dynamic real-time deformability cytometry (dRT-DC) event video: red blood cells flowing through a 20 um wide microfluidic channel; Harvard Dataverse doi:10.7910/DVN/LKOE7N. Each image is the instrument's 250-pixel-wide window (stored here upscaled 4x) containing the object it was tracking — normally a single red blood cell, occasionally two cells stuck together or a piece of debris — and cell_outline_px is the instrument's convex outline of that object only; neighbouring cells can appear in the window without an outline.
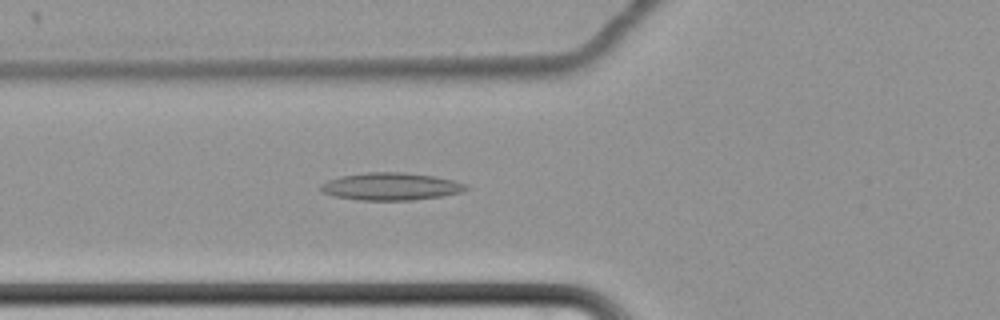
{"species": "common noctule bat (a hibernating species)", "species_latin": "Nyctalus noctula", "temperature_condition": "cold", "stored_images_in_passage": 65, "camera_frame_rate_fps": 3000, "um_per_image_px": 0.085, "animal": {"sex": "female", "body_mass_g": 22.7, "forearm_length_mm": 54.2}, "frame": {"image": 1, "passage_image": 28, "time_ms": 9.0, "image_size_px": [1000, 320], "cell_outline_px": [[468, 188], [460, 192], [440, 196], [412, 200], [360, 200], [332, 196], [320, 192], [320, 184], [328, 180], [340, 176], [368, 172], [404, 172], [436, 176], [468, 184]], "centroid_in_image_um": [33.18, 15.84], "position_along_channel_um": 92.6, "area_um2": 23.35}}
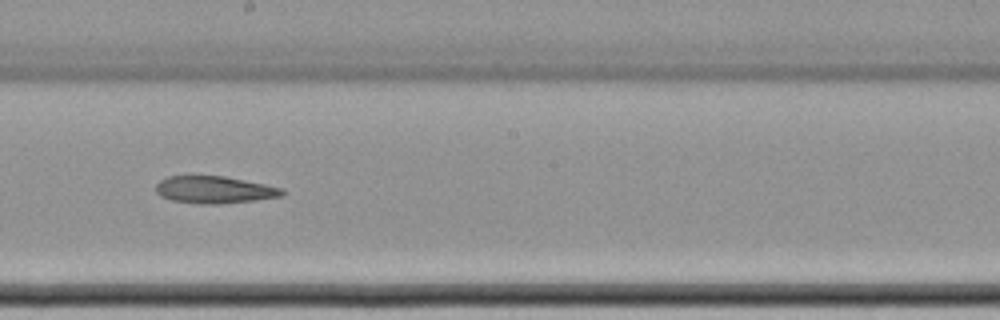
{"frame": {"image": 2, "passage_image": 40, "time_ms": 13.0, "image_size_px": [1000, 320], "cell_outline_px": [[288, 192], [284, 196], [256, 200], [220, 204], [200, 204], [172, 200], [160, 196], [156, 192], [156, 184], [160, 180], [168, 176], [224, 176], [284, 188]], "centroid_in_image_um": [18.27, 16.13], "position_along_channel_um": 229.9, "area_um2": 20.17}}
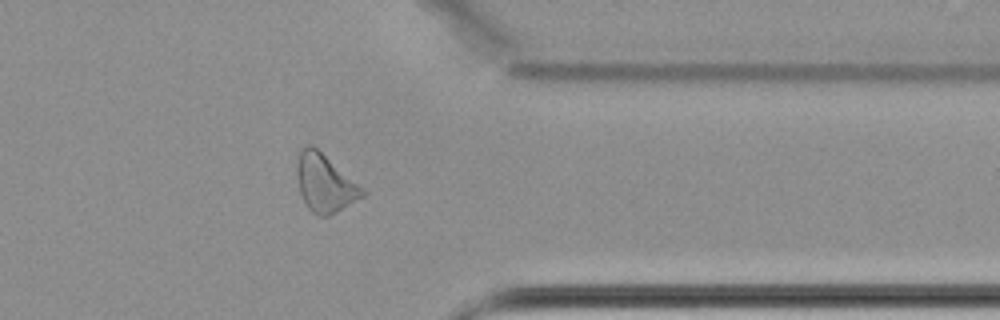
{"frame": {"image": 3, "passage_image": 54, "time_ms": 17.667, "image_size_px": [1000, 320], "cell_outline_px": [[368, 192], [364, 196], [336, 212], [328, 216], [316, 216], [308, 208], [300, 192], [296, 172], [296, 164], [300, 152], [308, 144], [312, 144], [364, 188]], "centroid_in_image_um": [27.62, 15.58], "position_along_channel_um": 383.8, "area_um2": 21.91}}